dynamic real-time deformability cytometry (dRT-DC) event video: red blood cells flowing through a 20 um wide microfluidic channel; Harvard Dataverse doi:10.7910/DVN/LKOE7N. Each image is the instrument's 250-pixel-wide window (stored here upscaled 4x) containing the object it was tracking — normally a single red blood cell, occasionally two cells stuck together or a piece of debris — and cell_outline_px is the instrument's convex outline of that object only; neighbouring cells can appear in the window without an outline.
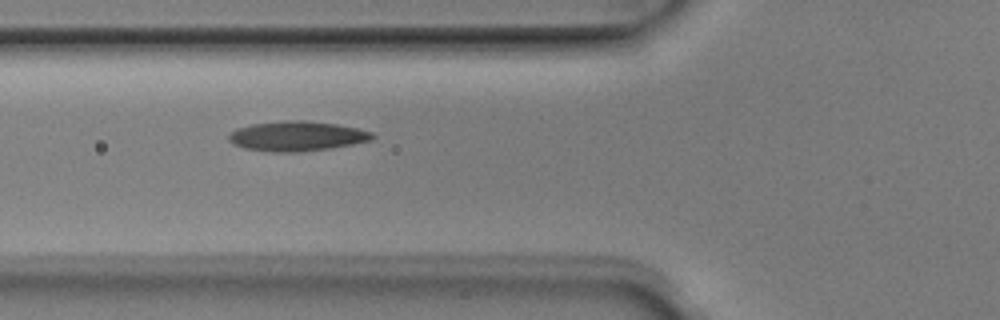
{"species": "Egyptian fruit bat (a non-hibernating species)", "species_latin": "Rousettus aegyptiacus", "temperature_condition": "room temperature", "stored_images_in_passage": 4, "camera_frame_rate_fps": 3000, "um_per_image_px": 0.085, "animal": {"sex": "male"}, "frame": {"image": 1, "passage_image": 3, "time_ms": 0.667, "image_size_px": [1000, 320], "cell_outline_px": [[376, 136], [372, 140], [332, 148], [300, 152], [272, 152], [244, 148], [228, 140], [228, 136], [236, 128], [252, 124], [284, 120], [304, 120], [336, 124], [356, 128], [372, 132]], "centroid_in_image_um": [25.25, 11.57], "position_along_channel_um": 100.5, "area_um2": 24.97}}
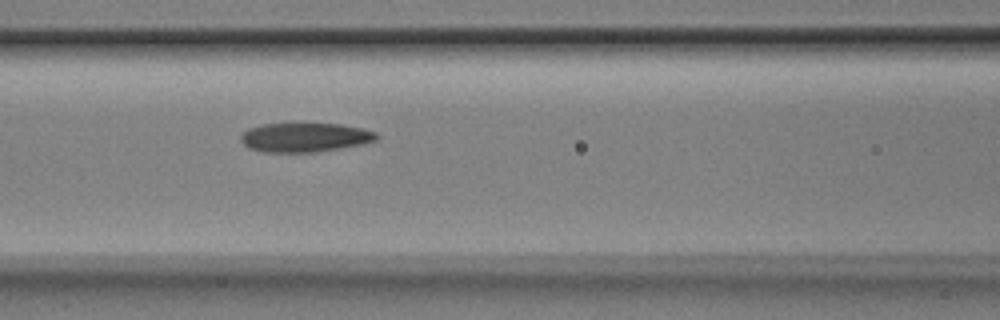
{"frame": {"image": 2, "passage_image": 4, "time_ms": 1.0, "image_size_px": [1000, 320], "cell_outline_px": [[380, 136], [376, 140], [364, 144], [316, 152], [264, 152], [248, 148], [240, 140], [240, 136], [248, 128], [260, 124], [296, 120], [304, 120], [340, 124], [360, 128], [376, 132]], "centroid_in_image_um": [25.88, 11.62], "position_along_channel_um": 140.7, "area_um2": 24.33}}